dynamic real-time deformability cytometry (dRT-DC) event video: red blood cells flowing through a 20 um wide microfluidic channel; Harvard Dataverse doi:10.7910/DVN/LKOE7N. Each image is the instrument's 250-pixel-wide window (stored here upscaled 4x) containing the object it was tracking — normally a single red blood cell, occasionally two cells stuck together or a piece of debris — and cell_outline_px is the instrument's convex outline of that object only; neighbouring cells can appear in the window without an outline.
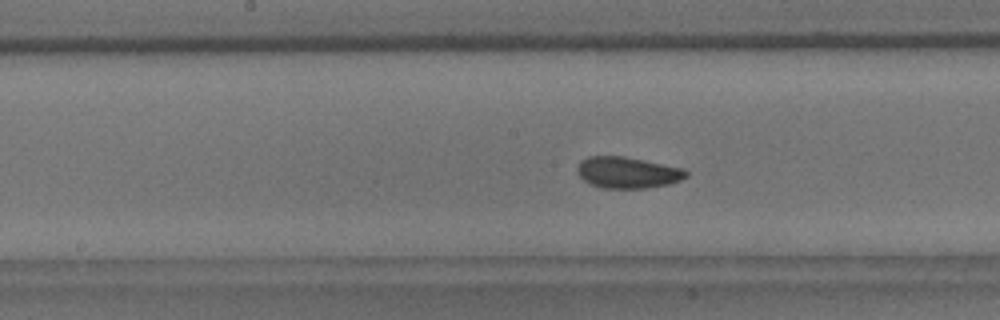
{"species": "common noctule bat (a hibernating species)", "species_latin": "Nyctalus noctula", "temperature_condition": "room temperature", "stored_images_in_passage": 41, "segment_of_instrument_passage": [1, 2], "camera_frame_rate_fps": 3000, "um_per_image_px": 0.085, "animal": {"sex": "male", "body_mass_g": 18.8}, "frame": {"image": 1, "passage_image": 12, "time_ms": 3.667, "image_size_px": [1000, 320], "cell_outline_px": [[688, 176], [680, 180], [668, 184], [644, 188], [604, 188], [588, 184], [580, 176], [576, 168], [580, 160], [588, 156], [624, 156], [684, 168], [688, 172]], "centroid_in_image_um": [53.33, 14.66], "position_along_channel_um": 194.9, "area_um2": 19.94}}
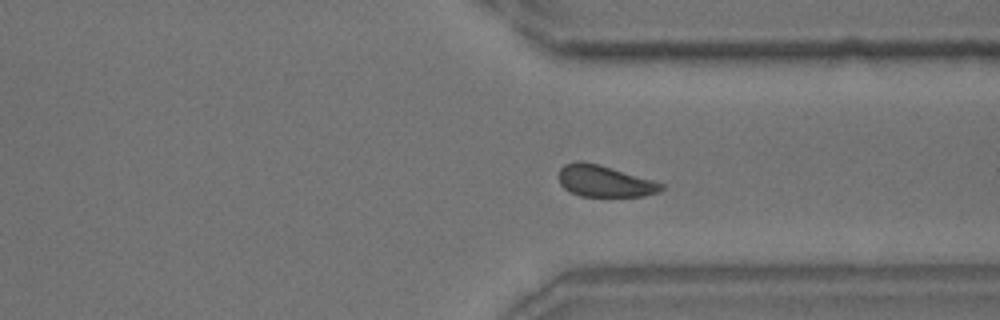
{"frame": {"image": 2, "passage_image": 26, "time_ms": 8.333, "image_size_px": [1000, 320], "cell_outline_px": [[664, 188], [660, 192], [644, 196], [580, 196], [564, 188], [560, 184], [560, 168], [564, 164], [576, 160], [580, 160], [600, 164], [652, 180], [664, 184]], "centroid_in_image_um": [51.39, 15.38], "position_along_channel_um": 360.0, "area_um2": 18.84}}
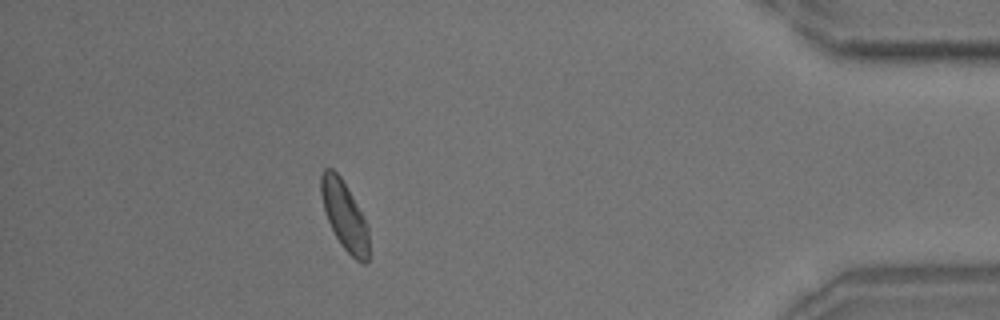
{"frame": {"image": 3, "passage_image": 34, "time_ms": 11.0, "image_size_px": [1000, 320], "cell_outline_px": [[368, 264], [364, 264], [356, 260], [340, 244], [324, 212], [320, 192], [320, 176], [324, 168], [332, 168], [340, 176], [352, 196], [368, 228]], "centroid_in_image_um": [29.25, 18.32], "position_along_channel_um": 405.9, "area_um2": 18.84}}